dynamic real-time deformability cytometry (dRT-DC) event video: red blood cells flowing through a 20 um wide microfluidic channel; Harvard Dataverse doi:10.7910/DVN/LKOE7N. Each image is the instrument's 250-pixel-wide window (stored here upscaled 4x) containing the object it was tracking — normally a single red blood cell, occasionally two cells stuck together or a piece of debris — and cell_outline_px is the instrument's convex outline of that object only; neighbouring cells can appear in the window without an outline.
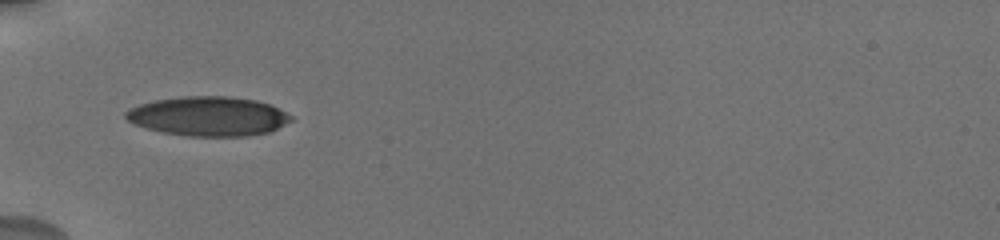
{"species": "human", "species_latin": "Homo sapiens", "temperature_condition": "cold", "stored_images_in_passage": 3, "camera_frame_rate_fps": 3000, "um_per_image_px": 0.085, "donor": {"sex": "male"}, "frame": {"image": 1, "passage_image": 1, "time_ms": 0.0, "image_size_px": [1000, 240], "cell_outline_px": [[292, 120], [268, 132], [248, 136], [188, 136], [164, 132], [144, 128], [128, 120], [124, 116], [124, 112], [140, 104], [156, 100], [184, 96], [224, 96], [256, 100], [272, 104], [292, 116]], "centroid_in_image_um": [17.72, 9.88], "position_along_channel_um": 67.3, "area_um2": 37.74}}
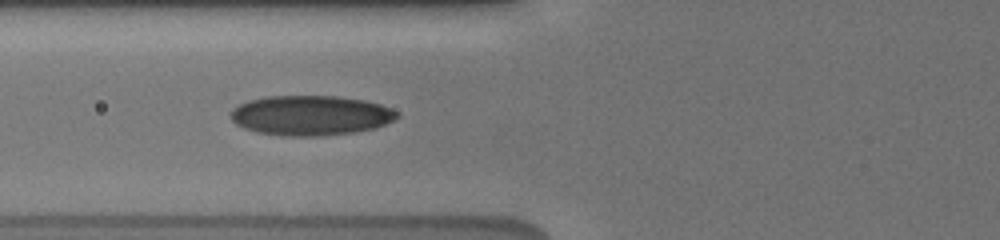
{"frame": {"image": 2, "passage_image": 2, "time_ms": 1.0, "image_size_px": [1000, 240], "cell_outline_px": [[400, 116], [384, 124], [372, 128], [352, 132], [316, 136], [292, 136], [256, 132], [244, 128], [236, 124], [232, 120], [232, 108], [248, 100], [264, 96], [336, 96], [364, 100], [380, 104], [396, 112]], "centroid_in_image_um": [26.36, 9.8], "position_along_channel_um": 99.4, "area_um2": 38.26}}
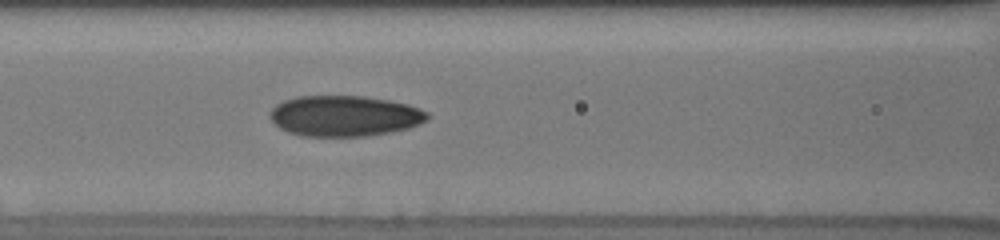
{"frame": {"image": 3, "passage_image": 3, "time_ms": 2.0, "image_size_px": [1000, 240], "cell_outline_px": [[428, 120], [420, 124], [408, 128], [392, 132], [368, 136], [300, 136], [288, 132], [280, 128], [268, 116], [268, 112], [276, 104], [284, 100], [296, 96], [364, 96], [388, 100], [408, 104], [428, 112]], "centroid_in_image_um": [29.27, 9.85], "position_along_channel_um": 137.3, "area_um2": 37.63}}